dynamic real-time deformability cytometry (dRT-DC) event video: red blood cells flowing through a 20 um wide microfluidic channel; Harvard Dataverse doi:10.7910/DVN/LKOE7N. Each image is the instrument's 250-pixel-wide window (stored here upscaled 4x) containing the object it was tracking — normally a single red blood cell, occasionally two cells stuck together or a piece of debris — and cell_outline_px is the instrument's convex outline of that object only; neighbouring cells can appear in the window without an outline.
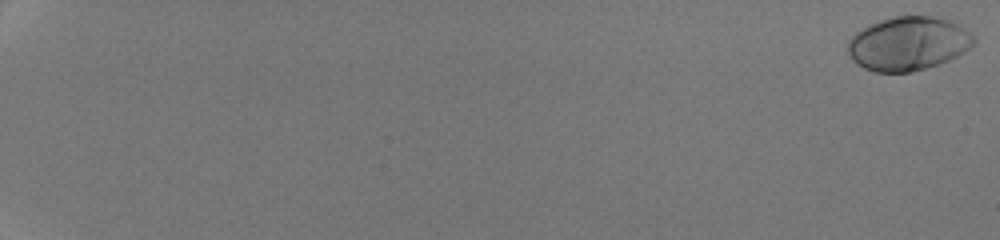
{"species": "human", "species_latin": "Homo sapiens", "temperature_condition": "room temperature", "stored_images_in_passage": 25, "camera_frame_rate_fps": 3000, "um_per_image_px": 0.085, "donor": {"sex": "male"}, "frame": {"image": 1, "passage_image": 1, "time_ms": 0.0, "image_size_px": [1000, 240], "cell_outline_px": [[976, 40], [964, 52], [940, 64], [912, 72], [876, 72], [864, 68], [856, 64], [848, 56], [848, 40], [856, 32], [880, 20], [896, 16], [928, 16], [948, 20], [956, 24], [968, 32]], "centroid_in_image_um": [77.15, 3.73], "position_along_channel_um": 7.8, "area_um2": 39.13}}
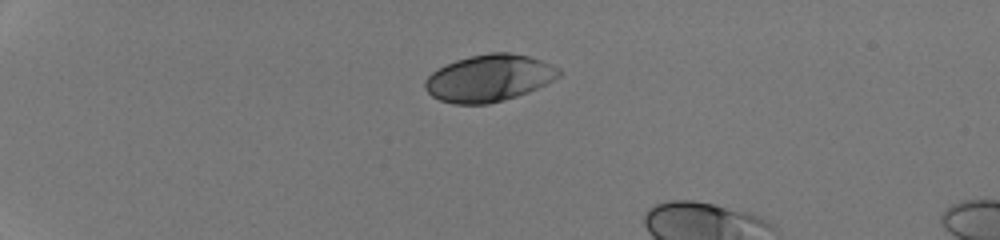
{"frame": {"image": 2, "passage_image": 17, "time_ms": 5.333, "image_size_px": [1000, 240], "cell_outline_px": [[564, 72], [560, 76], [528, 92], [504, 100], [488, 104], [452, 104], [440, 100], [432, 96], [424, 88], [424, 80], [436, 68], [456, 60], [488, 52], [508, 52], [528, 56], [552, 64], [560, 68]], "centroid_in_image_um": [41.56, 6.64], "position_along_channel_um": 43.4, "area_um2": 36.7}}
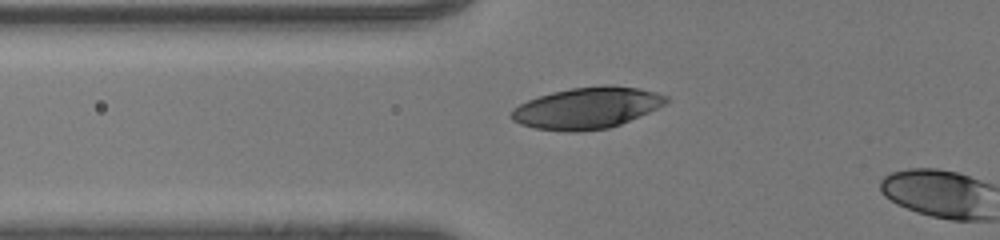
{"frame": {"image": 3, "passage_image": 24, "time_ms": 7.667, "image_size_px": [1000, 240], "cell_outline_px": [[668, 100], [664, 104], [648, 112], [620, 124], [608, 128], [580, 132], [564, 132], [536, 128], [520, 124], [512, 120], [508, 116], [512, 108], [528, 100], [552, 92], [572, 88], [604, 84], [608, 84], [640, 88], [656, 92], [668, 96]], "centroid_in_image_um": [49.86, 9.18], "position_along_channel_um": 75.9, "area_um2": 37.45}}